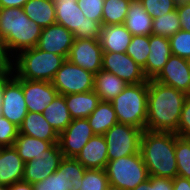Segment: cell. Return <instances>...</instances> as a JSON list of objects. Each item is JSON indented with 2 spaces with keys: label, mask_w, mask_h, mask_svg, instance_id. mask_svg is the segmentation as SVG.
<instances>
[{
  "label": "cell",
  "mask_w": 190,
  "mask_h": 190,
  "mask_svg": "<svg viewBox=\"0 0 190 190\" xmlns=\"http://www.w3.org/2000/svg\"><path fill=\"white\" fill-rule=\"evenodd\" d=\"M187 95L153 79L148 80L146 130L176 133Z\"/></svg>",
  "instance_id": "cell-1"
},
{
  "label": "cell",
  "mask_w": 190,
  "mask_h": 190,
  "mask_svg": "<svg viewBox=\"0 0 190 190\" xmlns=\"http://www.w3.org/2000/svg\"><path fill=\"white\" fill-rule=\"evenodd\" d=\"M178 137L173 132L143 130L140 152L149 176L171 179L177 176L175 141Z\"/></svg>",
  "instance_id": "cell-2"
},
{
  "label": "cell",
  "mask_w": 190,
  "mask_h": 190,
  "mask_svg": "<svg viewBox=\"0 0 190 190\" xmlns=\"http://www.w3.org/2000/svg\"><path fill=\"white\" fill-rule=\"evenodd\" d=\"M42 29L27 17L22 8H0V37L12 57L36 47Z\"/></svg>",
  "instance_id": "cell-3"
},
{
  "label": "cell",
  "mask_w": 190,
  "mask_h": 190,
  "mask_svg": "<svg viewBox=\"0 0 190 190\" xmlns=\"http://www.w3.org/2000/svg\"><path fill=\"white\" fill-rule=\"evenodd\" d=\"M66 59L52 52L33 47L13 57L14 75L25 80L52 82Z\"/></svg>",
  "instance_id": "cell-4"
},
{
  "label": "cell",
  "mask_w": 190,
  "mask_h": 190,
  "mask_svg": "<svg viewBox=\"0 0 190 190\" xmlns=\"http://www.w3.org/2000/svg\"><path fill=\"white\" fill-rule=\"evenodd\" d=\"M148 80L139 84H127L110 102L116 112L118 123L146 129Z\"/></svg>",
  "instance_id": "cell-5"
},
{
  "label": "cell",
  "mask_w": 190,
  "mask_h": 190,
  "mask_svg": "<svg viewBox=\"0 0 190 190\" xmlns=\"http://www.w3.org/2000/svg\"><path fill=\"white\" fill-rule=\"evenodd\" d=\"M110 185L133 190L149 179L141 152L108 161L105 168Z\"/></svg>",
  "instance_id": "cell-6"
},
{
  "label": "cell",
  "mask_w": 190,
  "mask_h": 190,
  "mask_svg": "<svg viewBox=\"0 0 190 190\" xmlns=\"http://www.w3.org/2000/svg\"><path fill=\"white\" fill-rule=\"evenodd\" d=\"M56 23L74 34L75 39H99L102 25L86 16L77 0H53Z\"/></svg>",
  "instance_id": "cell-7"
},
{
  "label": "cell",
  "mask_w": 190,
  "mask_h": 190,
  "mask_svg": "<svg viewBox=\"0 0 190 190\" xmlns=\"http://www.w3.org/2000/svg\"><path fill=\"white\" fill-rule=\"evenodd\" d=\"M143 130L132 125L116 123L103 136L109 161L140 152Z\"/></svg>",
  "instance_id": "cell-8"
},
{
  "label": "cell",
  "mask_w": 190,
  "mask_h": 190,
  "mask_svg": "<svg viewBox=\"0 0 190 190\" xmlns=\"http://www.w3.org/2000/svg\"><path fill=\"white\" fill-rule=\"evenodd\" d=\"M86 168L73 157H63L58 169L41 182L33 184L34 190H80Z\"/></svg>",
  "instance_id": "cell-9"
},
{
  "label": "cell",
  "mask_w": 190,
  "mask_h": 190,
  "mask_svg": "<svg viewBox=\"0 0 190 190\" xmlns=\"http://www.w3.org/2000/svg\"><path fill=\"white\" fill-rule=\"evenodd\" d=\"M95 75L65 60L52 81L60 95H69L94 90Z\"/></svg>",
  "instance_id": "cell-10"
},
{
  "label": "cell",
  "mask_w": 190,
  "mask_h": 190,
  "mask_svg": "<svg viewBox=\"0 0 190 190\" xmlns=\"http://www.w3.org/2000/svg\"><path fill=\"white\" fill-rule=\"evenodd\" d=\"M102 70L117 75L127 84H139L148 80L142 67L126 53L103 52Z\"/></svg>",
  "instance_id": "cell-11"
},
{
  "label": "cell",
  "mask_w": 190,
  "mask_h": 190,
  "mask_svg": "<svg viewBox=\"0 0 190 190\" xmlns=\"http://www.w3.org/2000/svg\"><path fill=\"white\" fill-rule=\"evenodd\" d=\"M103 51L99 39H74L67 60L96 74L102 69Z\"/></svg>",
  "instance_id": "cell-12"
},
{
  "label": "cell",
  "mask_w": 190,
  "mask_h": 190,
  "mask_svg": "<svg viewBox=\"0 0 190 190\" xmlns=\"http://www.w3.org/2000/svg\"><path fill=\"white\" fill-rule=\"evenodd\" d=\"M94 135L87 118L73 119L59 135L58 144L63 157L75 158Z\"/></svg>",
  "instance_id": "cell-13"
},
{
  "label": "cell",
  "mask_w": 190,
  "mask_h": 190,
  "mask_svg": "<svg viewBox=\"0 0 190 190\" xmlns=\"http://www.w3.org/2000/svg\"><path fill=\"white\" fill-rule=\"evenodd\" d=\"M2 116L7 118L11 123L20 127L23 123L24 117L27 115V105L24 100L22 79L14 77L7 83L2 103Z\"/></svg>",
  "instance_id": "cell-14"
},
{
  "label": "cell",
  "mask_w": 190,
  "mask_h": 190,
  "mask_svg": "<svg viewBox=\"0 0 190 190\" xmlns=\"http://www.w3.org/2000/svg\"><path fill=\"white\" fill-rule=\"evenodd\" d=\"M62 158L59 144H53L40 159H33L24 164L22 181L32 185L43 181L58 169Z\"/></svg>",
  "instance_id": "cell-15"
},
{
  "label": "cell",
  "mask_w": 190,
  "mask_h": 190,
  "mask_svg": "<svg viewBox=\"0 0 190 190\" xmlns=\"http://www.w3.org/2000/svg\"><path fill=\"white\" fill-rule=\"evenodd\" d=\"M24 100L29 112L43 113L58 95L52 82L22 79Z\"/></svg>",
  "instance_id": "cell-16"
},
{
  "label": "cell",
  "mask_w": 190,
  "mask_h": 190,
  "mask_svg": "<svg viewBox=\"0 0 190 190\" xmlns=\"http://www.w3.org/2000/svg\"><path fill=\"white\" fill-rule=\"evenodd\" d=\"M74 34L60 24H52L42 29L37 48L52 52L67 59L74 42Z\"/></svg>",
  "instance_id": "cell-17"
},
{
  "label": "cell",
  "mask_w": 190,
  "mask_h": 190,
  "mask_svg": "<svg viewBox=\"0 0 190 190\" xmlns=\"http://www.w3.org/2000/svg\"><path fill=\"white\" fill-rule=\"evenodd\" d=\"M153 80L189 94L190 70L187 59L171 55L163 69Z\"/></svg>",
  "instance_id": "cell-18"
},
{
  "label": "cell",
  "mask_w": 190,
  "mask_h": 190,
  "mask_svg": "<svg viewBox=\"0 0 190 190\" xmlns=\"http://www.w3.org/2000/svg\"><path fill=\"white\" fill-rule=\"evenodd\" d=\"M149 45L150 53L146 65L142 68L148 80L154 79L160 73L172 55L169 38L150 34Z\"/></svg>",
  "instance_id": "cell-19"
},
{
  "label": "cell",
  "mask_w": 190,
  "mask_h": 190,
  "mask_svg": "<svg viewBox=\"0 0 190 190\" xmlns=\"http://www.w3.org/2000/svg\"><path fill=\"white\" fill-rule=\"evenodd\" d=\"M75 159L86 169H105L109 159L104 136L95 134L76 155Z\"/></svg>",
  "instance_id": "cell-20"
},
{
  "label": "cell",
  "mask_w": 190,
  "mask_h": 190,
  "mask_svg": "<svg viewBox=\"0 0 190 190\" xmlns=\"http://www.w3.org/2000/svg\"><path fill=\"white\" fill-rule=\"evenodd\" d=\"M24 164L14 146L0 147V185L11 186L22 181Z\"/></svg>",
  "instance_id": "cell-21"
},
{
  "label": "cell",
  "mask_w": 190,
  "mask_h": 190,
  "mask_svg": "<svg viewBox=\"0 0 190 190\" xmlns=\"http://www.w3.org/2000/svg\"><path fill=\"white\" fill-rule=\"evenodd\" d=\"M132 34L123 25H102L99 41L103 52L126 53Z\"/></svg>",
  "instance_id": "cell-22"
},
{
  "label": "cell",
  "mask_w": 190,
  "mask_h": 190,
  "mask_svg": "<svg viewBox=\"0 0 190 190\" xmlns=\"http://www.w3.org/2000/svg\"><path fill=\"white\" fill-rule=\"evenodd\" d=\"M19 133L44 141H59V135L44 118L43 113L28 111L19 127Z\"/></svg>",
  "instance_id": "cell-23"
},
{
  "label": "cell",
  "mask_w": 190,
  "mask_h": 190,
  "mask_svg": "<svg viewBox=\"0 0 190 190\" xmlns=\"http://www.w3.org/2000/svg\"><path fill=\"white\" fill-rule=\"evenodd\" d=\"M153 18L143 8L139 0H131L127 16L123 25L130 31L132 36L152 34Z\"/></svg>",
  "instance_id": "cell-24"
},
{
  "label": "cell",
  "mask_w": 190,
  "mask_h": 190,
  "mask_svg": "<svg viewBox=\"0 0 190 190\" xmlns=\"http://www.w3.org/2000/svg\"><path fill=\"white\" fill-rule=\"evenodd\" d=\"M100 101L94 90L65 95V102L72 119L87 118Z\"/></svg>",
  "instance_id": "cell-25"
},
{
  "label": "cell",
  "mask_w": 190,
  "mask_h": 190,
  "mask_svg": "<svg viewBox=\"0 0 190 190\" xmlns=\"http://www.w3.org/2000/svg\"><path fill=\"white\" fill-rule=\"evenodd\" d=\"M58 142L59 141H44L19 133L13 146L24 163H27L33 159H40L41 156L46 154V150Z\"/></svg>",
  "instance_id": "cell-26"
},
{
  "label": "cell",
  "mask_w": 190,
  "mask_h": 190,
  "mask_svg": "<svg viewBox=\"0 0 190 190\" xmlns=\"http://www.w3.org/2000/svg\"><path fill=\"white\" fill-rule=\"evenodd\" d=\"M22 9L31 21L42 28L56 23L53 0H28Z\"/></svg>",
  "instance_id": "cell-27"
},
{
  "label": "cell",
  "mask_w": 190,
  "mask_h": 190,
  "mask_svg": "<svg viewBox=\"0 0 190 190\" xmlns=\"http://www.w3.org/2000/svg\"><path fill=\"white\" fill-rule=\"evenodd\" d=\"M127 83L117 75L100 70L95 74L94 91L101 101L110 102L123 91Z\"/></svg>",
  "instance_id": "cell-28"
},
{
  "label": "cell",
  "mask_w": 190,
  "mask_h": 190,
  "mask_svg": "<svg viewBox=\"0 0 190 190\" xmlns=\"http://www.w3.org/2000/svg\"><path fill=\"white\" fill-rule=\"evenodd\" d=\"M43 115L58 135H60L73 120L65 102V95L60 94L45 108Z\"/></svg>",
  "instance_id": "cell-29"
},
{
  "label": "cell",
  "mask_w": 190,
  "mask_h": 190,
  "mask_svg": "<svg viewBox=\"0 0 190 190\" xmlns=\"http://www.w3.org/2000/svg\"><path fill=\"white\" fill-rule=\"evenodd\" d=\"M87 120L92 132L97 135H104L113 125L118 123L112 103L108 101H100Z\"/></svg>",
  "instance_id": "cell-30"
},
{
  "label": "cell",
  "mask_w": 190,
  "mask_h": 190,
  "mask_svg": "<svg viewBox=\"0 0 190 190\" xmlns=\"http://www.w3.org/2000/svg\"><path fill=\"white\" fill-rule=\"evenodd\" d=\"M131 0H104L102 25H121Z\"/></svg>",
  "instance_id": "cell-31"
},
{
  "label": "cell",
  "mask_w": 190,
  "mask_h": 190,
  "mask_svg": "<svg viewBox=\"0 0 190 190\" xmlns=\"http://www.w3.org/2000/svg\"><path fill=\"white\" fill-rule=\"evenodd\" d=\"M181 30L180 18L177 9L154 18L152 23V34L170 38L176 32Z\"/></svg>",
  "instance_id": "cell-32"
},
{
  "label": "cell",
  "mask_w": 190,
  "mask_h": 190,
  "mask_svg": "<svg viewBox=\"0 0 190 190\" xmlns=\"http://www.w3.org/2000/svg\"><path fill=\"white\" fill-rule=\"evenodd\" d=\"M177 176L190 179V138L178 137L175 141Z\"/></svg>",
  "instance_id": "cell-33"
},
{
  "label": "cell",
  "mask_w": 190,
  "mask_h": 190,
  "mask_svg": "<svg viewBox=\"0 0 190 190\" xmlns=\"http://www.w3.org/2000/svg\"><path fill=\"white\" fill-rule=\"evenodd\" d=\"M149 53V36H132L131 42L126 50V54L129 55L139 66L143 68L146 65Z\"/></svg>",
  "instance_id": "cell-34"
},
{
  "label": "cell",
  "mask_w": 190,
  "mask_h": 190,
  "mask_svg": "<svg viewBox=\"0 0 190 190\" xmlns=\"http://www.w3.org/2000/svg\"><path fill=\"white\" fill-rule=\"evenodd\" d=\"M108 185L105 169H86L80 190H106Z\"/></svg>",
  "instance_id": "cell-35"
},
{
  "label": "cell",
  "mask_w": 190,
  "mask_h": 190,
  "mask_svg": "<svg viewBox=\"0 0 190 190\" xmlns=\"http://www.w3.org/2000/svg\"><path fill=\"white\" fill-rule=\"evenodd\" d=\"M172 55L190 58V32L179 30L169 38Z\"/></svg>",
  "instance_id": "cell-36"
},
{
  "label": "cell",
  "mask_w": 190,
  "mask_h": 190,
  "mask_svg": "<svg viewBox=\"0 0 190 190\" xmlns=\"http://www.w3.org/2000/svg\"><path fill=\"white\" fill-rule=\"evenodd\" d=\"M146 12L152 18H158L162 15L175 10L178 4L177 0H139Z\"/></svg>",
  "instance_id": "cell-37"
},
{
  "label": "cell",
  "mask_w": 190,
  "mask_h": 190,
  "mask_svg": "<svg viewBox=\"0 0 190 190\" xmlns=\"http://www.w3.org/2000/svg\"><path fill=\"white\" fill-rule=\"evenodd\" d=\"M86 18H90L102 25L104 0H77Z\"/></svg>",
  "instance_id": "cell-38"
},
{
  "label": "cell",
  "mask_w": 190,
  "mask_h": 190,
  "mask_svg": "<svg viewBox=\"0 0 190 190\" xmlns=\"http://www.w3.org/2000/svg\"><path fill=\"white\" fill-rule=\"evenodd\" d=\"M18 134L19 127L0 116V147L13 146Z\"/></svg>",
  "instance_id": "cell-39"
},
{
  "label": "cell",
  "mask_w": 190,
  "mask_h": 190,
  "mask_svg": "<svg viewBox=\"0 0 190 190\" xmlns=\"http://www.w3.org/2000/svg\"><path fill=\"white\" fill-rule=\"evenodd\" d=\"M133 190H173V179L149 176L148 180L139 184Z\"/></svg>",
  "instance_id": "cell-40"
},
{
  "label": "cell",
  "mask_w": 190,
  "mask_h": 190,
  "mask_svg": "<svg viewBox=\"0 0 190 190\" xmlns=\"http://www.w3.org/2000/svg\"><path fill=\"white\" fill-rule=\"evenodd\" d=\"M176 134L182 138H190V93L187 95L182 108L179 127Z\"/></svg>",
  "instance_id": "cell-41"
},
{
  "label": "cell",
  "mask_w": 190,
  "mask_h": 190,
  "mask_svg": "<svg viewBox=\"0 0 190 190\" xmlns=\"http://www.w3.org/2000/svg\"><path fill=\"white\" fill-rule=\"evenodd\" d=\"M176 9L180 18L181 30L190 32V2H178Z\"/></svg>",
  "instance_id": "cell-42"
},
{
  "label": "cell",
  "mask_w": 190,
  "mask_h": 190,
  "mask_svg": "<svg viewBox=\"0 0 190 190\" xmlns=\"http://www.w3.org/2000/svg\"><path fill=\"white\" fill-rule=\"evenodd\" d=\"M0 70H13V57L9 54L5 41L0 37Z\"/></svg>",
  "instance_id": "cell-43"
},
{
  "label": "cell",
  "mask_w": 190,
  "mask_h": 190,
  "mask_svg": "<svg viewBox=\"0 0 190 190\" xmlns=\"http://www.w3.org/2000/svg\"><path fill=\"white\" fill-rule=\"evenodd\" d=\"M14 77V70H0V116H2L1 103L7 83Z\"/></svg>",
  "instance_id": "cell-44"
},
{
  "label": "cell",
  "mask_w": 190,
  "mask_h": 190,
  "mask_svg": "<svg viewBox=\"0 0 190 190\" xmlns=\"http://www.w3.org/2000/svg\"><path fill=\"white\" fill-rule=\"evenodd\" d=\"M173 190H190V179L176 176L173 178Z\"/></svg>",
  "instance_id": "cell-45"
},
{
  "label": "cell",
  "mask_w": 190,
  "mask_h": 190,
  "mask_svg": "<svg viewBox=\"0 0 190 190\" xmlns=\"http://www.w3.org/2000/svg\"><path fill=\"white\" fill-rule=\"evenodd\" d=\"M28 0H0V8H22Z\"/></svg>",
  "instance_id": "cell-46"
},
{
  "label": "cell",
  "mask_w": 190,
  "mask_h": 190,
  "mask_svg": "<svg viewBox=\"0 0 190 190\" xmlns=\"http://www.w3.org/2000/svg\"><path fill=\"white\" fill-rule=\"evenodd\" d=\"M9 190H34V188L31 183L20 181L9 186Z\"/></svg>",
  "instance_id": "cell-47"
},
{
  "label": "cell",
  "mask_w": 190,
  "mask_h": 190,
  "mask_svg": "<svg viewBox=\"0 0 190 190\" xmlns=\"http://www.w3.org/2000/svg\"><path fill=\"white\" fill-rule=\"evenodd\" d=\"M106 190H124V189L109 184Z\"/></svg>",
  "instance_id": "cell-48"
},
{
  "label": "cell",
  "mask_w": 190,
  "mask_h": 190,
  "mask_svg": "<svg viewBox=\"0 0 190 190\" xmlns=\"http://www.w3.org/2000/svg\"><path fill=\"white\" fill-rule=\"evenodd\" d=\"M0 190H9V186L0 185Z\"/></svg>",
  "instance_id": "cell-49"
},
{
  "label": "cell",
  "mask_w": 190,
  "mask_h": 190,
  "mask_svg": "<svg viewBox=\"0 0 190 190\" xmlns=\"http://www.w3.org/2000/svg\"><path fill=\"white\" fill-rule=\"evenodd\" d=\"M188 65H189V70H190V58L187 59Z\"/></svg>",
  "instance_id": "cell-50"
}]
</instances>
